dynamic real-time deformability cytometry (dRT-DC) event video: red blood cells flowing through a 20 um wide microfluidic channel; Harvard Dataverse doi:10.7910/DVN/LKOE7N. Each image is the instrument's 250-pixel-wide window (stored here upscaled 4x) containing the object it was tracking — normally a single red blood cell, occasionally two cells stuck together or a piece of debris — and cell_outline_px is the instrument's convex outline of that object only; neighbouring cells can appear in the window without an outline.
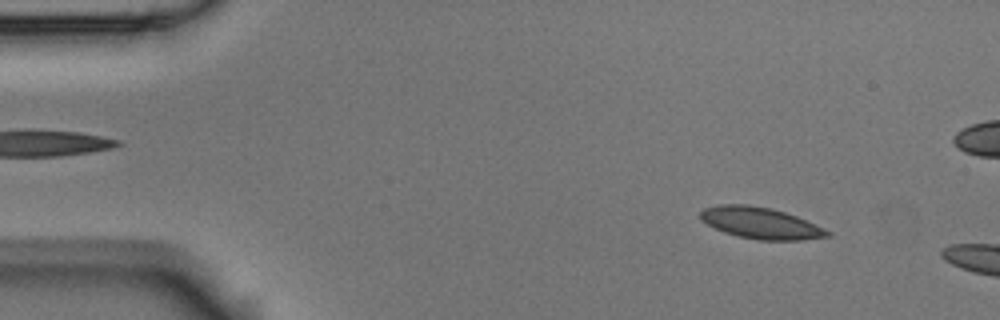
{"species": "Egyptian fruit bat (a non-hibernating species)", "species_latin": "Rousettus aegyptiacus", "temperature_condition": "room temperature", "stored_images_in_passage": 10, "camera_frame_rate_fps": 3000, "um_per_image_px": 0.085, "animal": {"sex": "male"}, "frame": {"image": 1, "passage_image": 6, "time_ms": 1.667, "image_size_px": [1000, 320], "cell_outline_px": [[832, 236], [804, 240], [760, 240], [736, 236], [724, 232], [700, 220], [700, 212], [704, 208], [720, 204], [748, 204], [772, 208], [796, 216], [824, 228], [832, 232]], "centroid_in_image_um": [64.66, 18.96], "position_along_channel_um": 20.3, "area_um2": 23.35}}